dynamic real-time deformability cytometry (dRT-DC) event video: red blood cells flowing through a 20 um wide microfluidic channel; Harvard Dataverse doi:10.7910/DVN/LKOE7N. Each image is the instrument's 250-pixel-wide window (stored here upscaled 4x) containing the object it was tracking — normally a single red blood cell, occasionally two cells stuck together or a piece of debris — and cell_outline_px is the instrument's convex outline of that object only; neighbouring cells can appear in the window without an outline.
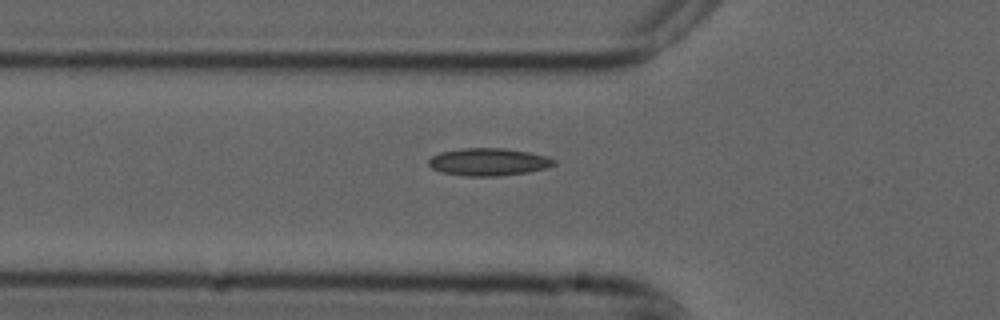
{"species": "common noctule bat (a hibernating species)", "species_latin": "Nyctalus noctula", "temperature_condition": "cold", "stored_images_in_passage": 5, "camera_frame_rate_fps": 3000, "um_per_image_px": 0.085, "animal": {"sex": "male", "forearm_length_mm": 52.5}, "frame": {"image": 1, "passage_image": 5, "time_ms": 1.333, "image_size_px": [1000, 320], "cell_outline_px": [[556, 164], [548, 168], [528, 172], [496, 176], [468, 176], [440, 172], [432, 168], [428, 164], [428, 160], [432, 156], [440, 152], [464, 148], [504, 148], [528, 152], [548, 156], [556, 160]], "centroid_in_image_um": [41.55, 13.76], "position_along_channel_um": 84.3, "area_um2": 20.17}}